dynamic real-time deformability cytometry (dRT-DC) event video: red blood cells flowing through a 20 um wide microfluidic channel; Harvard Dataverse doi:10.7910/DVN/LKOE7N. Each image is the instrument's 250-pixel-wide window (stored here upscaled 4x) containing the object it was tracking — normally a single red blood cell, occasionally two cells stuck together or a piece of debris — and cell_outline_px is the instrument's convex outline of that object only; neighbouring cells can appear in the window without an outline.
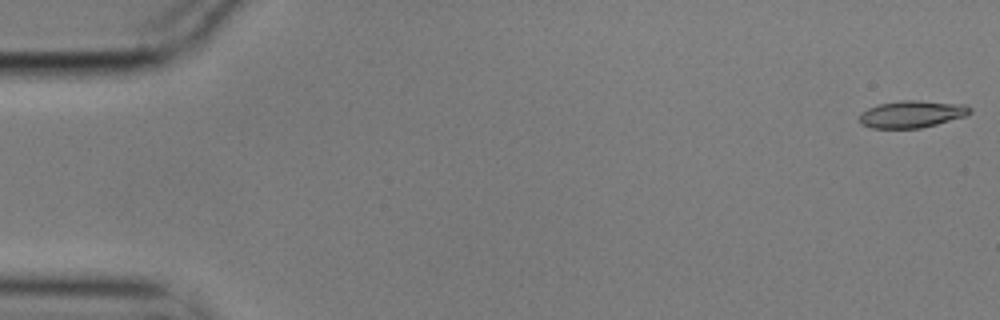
{"species": "common noctule bat (a hibernating species)", "species_latin": "Nyctalus noctula", "temperature_condition": "cold", "stored_images_in_passage": 8, "camera_frame_rate_fps": 3000, "um_per_image_px": 0.085, "animal": {"sex": "male", "body_mass_g": 17.9}, "frame": {"image": 1, "passage_image": 1, "time_ms": 0.0, "image_size_px": [1000, 320], "cell_outline_px": [[972, 112], [968, 116], [920, 128], [872, 128], [860, 124], [860, 112], [868, 108], [880, 104], [900, 100], [916, 100], [964, 104], [972, 108]], "centroid_in_image_um": [77.53, 9.7], "position_along_channel_um": 7.5, "area_um2": 17.57}}